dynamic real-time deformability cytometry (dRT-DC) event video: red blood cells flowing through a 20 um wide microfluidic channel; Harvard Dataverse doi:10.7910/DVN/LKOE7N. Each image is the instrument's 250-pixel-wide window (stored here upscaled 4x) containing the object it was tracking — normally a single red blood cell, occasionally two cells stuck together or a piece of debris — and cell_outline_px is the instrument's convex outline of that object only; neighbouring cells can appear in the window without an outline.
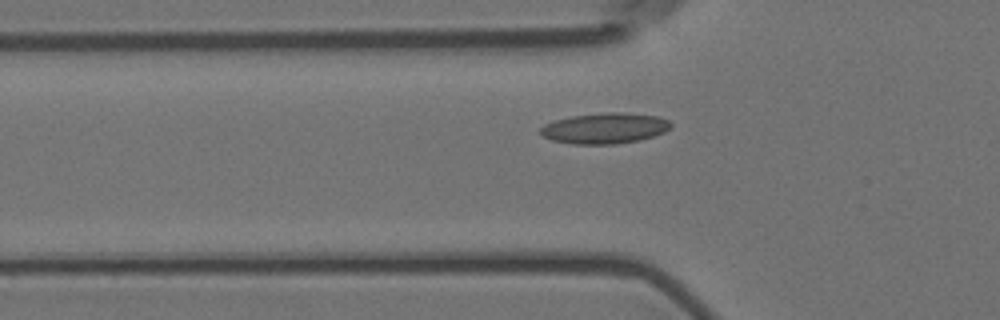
{"species": "Egyptian fruit bat (a non-hibernating species)", "species_latin": "Rousettus aegyptiacus", "temperature_condition": "room temperature", "stored_images_in_passage": 25, "camera_frame_rate_fps": 3000, "um_per_image_px": 0.085, "animal": {"sex": "female"}, "frame": {"image": 1, "passage_image": 11, "time_ms": 3.333, "image_size_px": [1000, 320], "cell_outline_px": [[672, 128], [664, 132], [640, 140], [616, 144], [572, 144], [552, 140], [544, 136], [540, 132], [540, 128], [544, 124], [556, 120], [572, 116], [612, 112], [624, 112], [656, 116], [668, 120], [672, 124]], "centroid_in_image_um": [51.43, 10.9], "position_along_channel_um": 74.4, "area_um2": 23.24}}
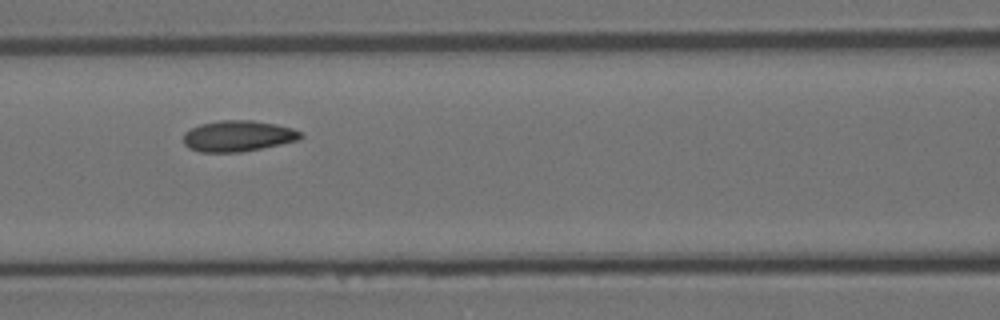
{"frame": {"image": 2, "passage_image": 17, "time_ms": 5.333, "image_size_px": [1000, 320], "cell_outline_px": [[304, 136], [300, 140], [240, 152], [200, 152], [188, 148], [184, 144], [184, 132], [200, 124], [220, 120], [252, 120], [276, 124], [292, 128], [300, 132]], "centroid_in_image_um": [20.22, 11.56], "position_along_channel_um": 146.4, "area_um2": 21.15}}
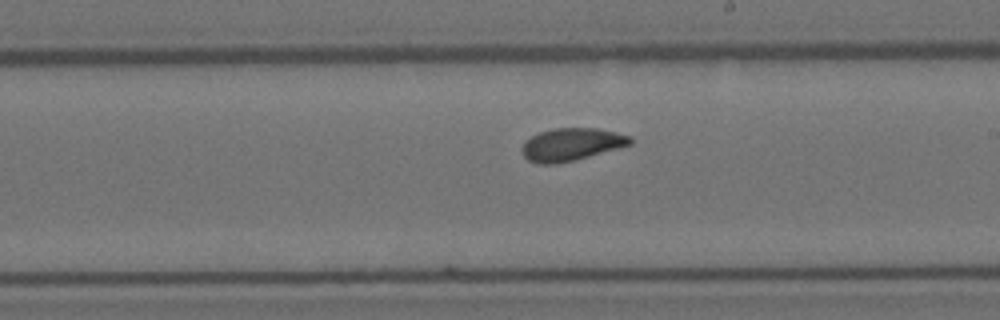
{"frame": {"image": 3, "passage_image": 25, "time_ms": 8.0, "image_size_px": [1000, 320], "cell_outline_px": [[632, 144], [576, 160], [556, 164], [540, 164], [528, 160], [524, 156], [520, 148], [524, 140], [540, 132], [556, 128], [596, 128], [616, 132], [632, 136]], "centroid_in_image_um": [48.56, 12.28], "position_along_channel_um": 240.4, "area_um2": 20.69}}